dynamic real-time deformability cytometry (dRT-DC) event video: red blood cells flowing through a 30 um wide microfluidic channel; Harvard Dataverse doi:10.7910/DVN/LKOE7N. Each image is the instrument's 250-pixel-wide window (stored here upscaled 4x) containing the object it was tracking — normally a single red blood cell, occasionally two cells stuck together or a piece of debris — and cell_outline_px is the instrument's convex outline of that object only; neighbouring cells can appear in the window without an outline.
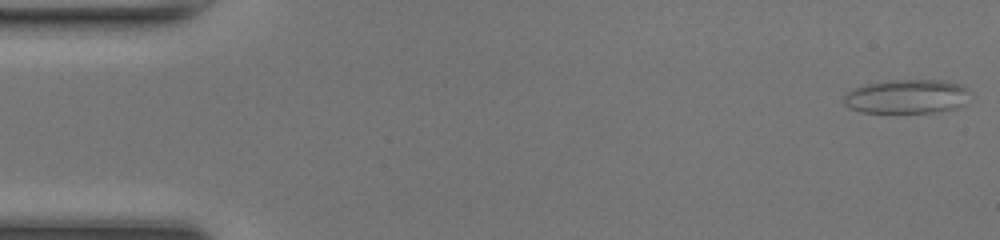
{"species": "common noctule bat (a hibernating species)", "species_latin": "Nyctalus noctula", "temperature_condition": "room temperature", "stored_images_in_passage": 48, "segment_of_instrument_passage": [1, 2], "camera_frame_rate_fps": 3000, "um_per_image_px": 0.085, "animal": {"sex": "female", "body_mass_g": 17.0, "forearm_length_mm": 48.0}, "frame": {"image": 1, "passage_image": 1, "time_ms": 0.0, "image_size_px": [1000, 240], "cell_outline_px": [[976, 96], [964, 104], [956, 108], [936, 112], [860, 112], [848, 108], [844, 104], [844, 96], [848, 92], [864, 84], [888, 80], [948, 80], [960, 84], [968, 88]], "centroid_in_image_um": [77.18, 8.19], "position_along_channel_um": 7.8, "area_um2": 25.61}}
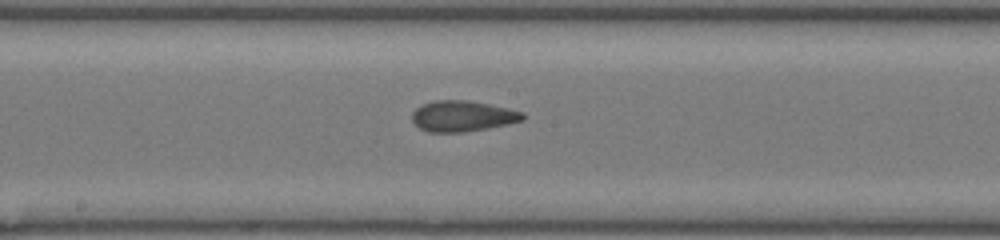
{"frame": {"image": 2, "passage_image": 25, "time_ms": 8.0, "image_size_px": [1000, 240], "cell_outline_px": [[524, 120], [508, 124], [488, 128], [464, 132], [428, 132], [420, 128], [412, 120], [412, 112], [416, 108], [424, 104], [436, 100], [468, 100], [508, 108], [524, 112]], "centroid_in_image_um": [39.33, 9.87], "position_along_channel_um": 208.9, "area_um2": 19.83}}
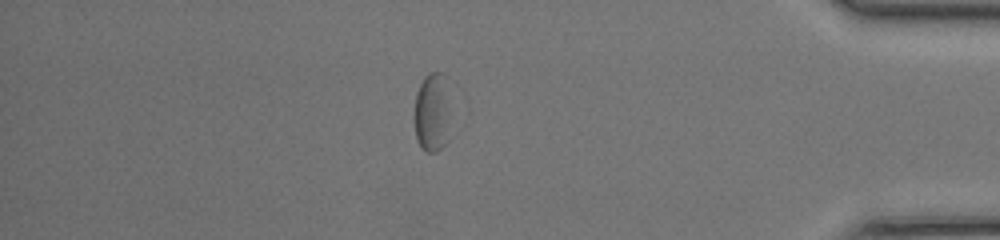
{"frame": {"image": 3, "passage_image": 41, "time_ms": 13.333, "image_size_px": [1000, 240], "cell_outline_px": [[444, 144], [436, 152], [428, 152], [416, 140], [412, 116], [416, 92], [424, 76], [428, 72], [440, 72]], "centroid_in_image_um": [36.47, 9.62], "position_along_channel_um": 398.7, "area_um2": 14.33}}